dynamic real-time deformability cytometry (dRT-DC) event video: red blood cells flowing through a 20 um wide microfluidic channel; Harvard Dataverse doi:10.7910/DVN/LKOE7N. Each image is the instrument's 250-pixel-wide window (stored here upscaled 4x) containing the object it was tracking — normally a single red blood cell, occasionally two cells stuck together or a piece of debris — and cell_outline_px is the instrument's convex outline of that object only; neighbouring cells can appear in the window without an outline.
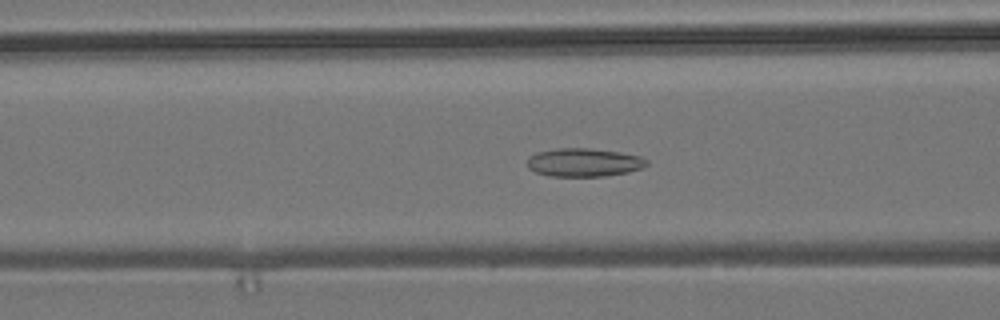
{"species": "common noctule bat (a hibernating species)", "species_latin": "Nyctalus noctula", "temperature_condition": "room temperature", "stored_images_in_passage": 54, "camera_frame_rate_fps": 3000, "um_per_image_px": 0.085, "animal": {"sex": "male", "body_mass_g": 19.2, "forearm_length_mm": 51.8}, "frame": {"image": 1, "passage_image": 21, "time_ms": 6.667, "image_size_px": [1000, 320], "cell_outline_px": [[648, 164], [640, 168], [628, 172], [604, 176], [548, 176], [536, 172], [528, 168], [528, 156], [536, 152], [556, 148], [588, 148], [620, 152], [640, 156], [648, 160]], "centroid_in_image_um": [49.61, 13.8], "position_along_channel_um": 117.0, "area_um2": 19.77}}
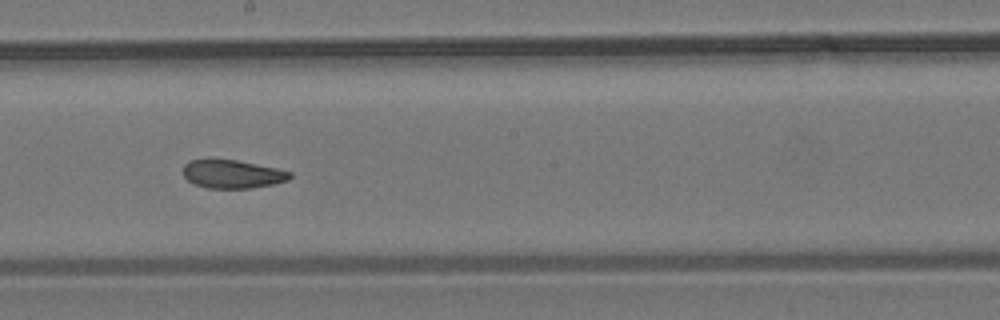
{"frame": {"image": 2, "passage_image": 30, "time_ms": 9.667, "image_size_px": [1000, 320], "cell_outline_px": [[292, 176], [288, 180], [272, 184], [252, 188], [208, 188], [196, 184], [188, 180], [184, 176], [184, 164], [188, 160], [236, 160], [276, 168], [292, 172]], "centroid_in_image_um": [19.77, 14.8], "position_along_channel_um": 228.4, "area_um2": 17.4}}
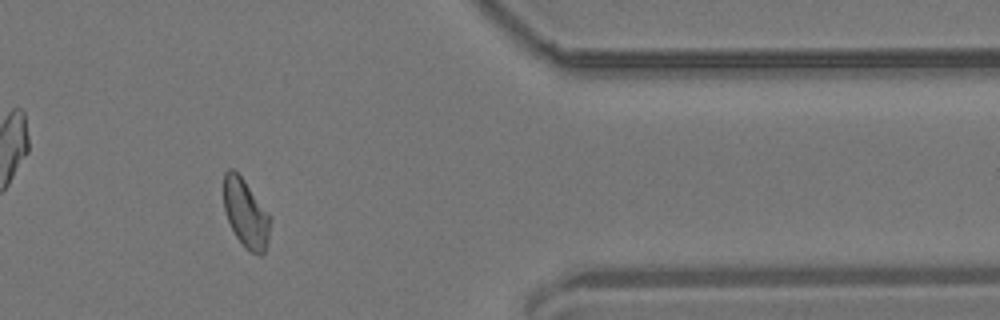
{"frame": {"image": 3, "passage_image": 45, "time_ms": 14.667, "image_size_px": [1000, 320], "cell_outline_px": [[272, 220], [268, 244], [264, 252], [260, 256], [248, 252], [244, 248], [236, 236], [228, 220], [224, 208], [224, 172], [228, 168], [232, 168], [244, 180], [272, 216]], "centroid_in_image_um": [20.93, 18.18], "position_along_channel_um": 390.5, "area_um2": 18.9}, "authors_computed_cell_mechanics": {"area_um2": 19.1029, "velocity_mm_per_s": 3.7157, "shape_relaxation_time_tau1_ms": null, "shape_relaxation_time_tau2_ms": 2.5574, "deformation_change_tau1": null, "deformation_change_tau2": 0.0738}}